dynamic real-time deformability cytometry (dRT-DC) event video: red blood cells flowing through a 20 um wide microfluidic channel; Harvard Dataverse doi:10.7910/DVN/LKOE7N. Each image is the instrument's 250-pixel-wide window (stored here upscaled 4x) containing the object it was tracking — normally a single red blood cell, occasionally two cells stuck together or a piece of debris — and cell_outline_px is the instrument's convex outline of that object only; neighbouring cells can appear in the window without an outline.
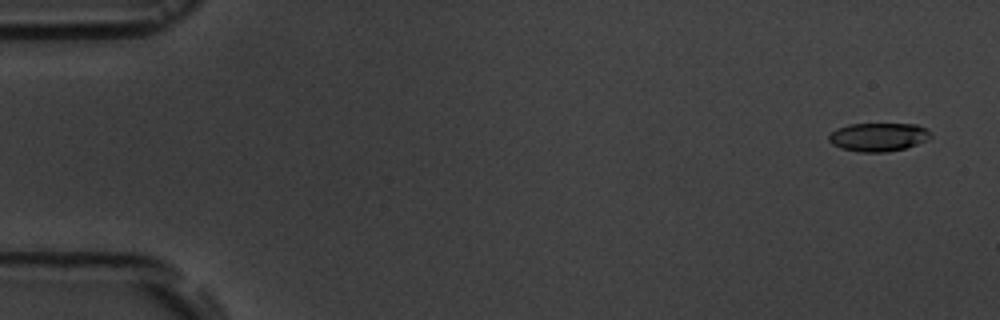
{"species": "common noctule bat (a hibernating species)", "species_latin": "Nyctalus noctula", "temperature_condition": "room temperature", "stored_images_in_passage": 6, "camera_frame_rate_fps": 3000, "um_per_image_px": 0.085, "animal": {"sex": "male", "body_mass_g": 19.5, "forearm_length_mm": 54.6}, "frame": {"image": 1, "passage_image": 1, "time_ms": 0.0, "image_size_px": [1000, 320], "cell_outline_px": [[932, 136], [916, 144], [904, 148], [888, 152], [860, 152], [840, 148], [832, 144], [828, 140], [828, 136], [836, 128], [848, 124], [916, 124], [928, 128]], "centroid_in_image_um": [74.64, 11.64], "position_along_channel_um": 10.4, "area_um2": 16.94}}
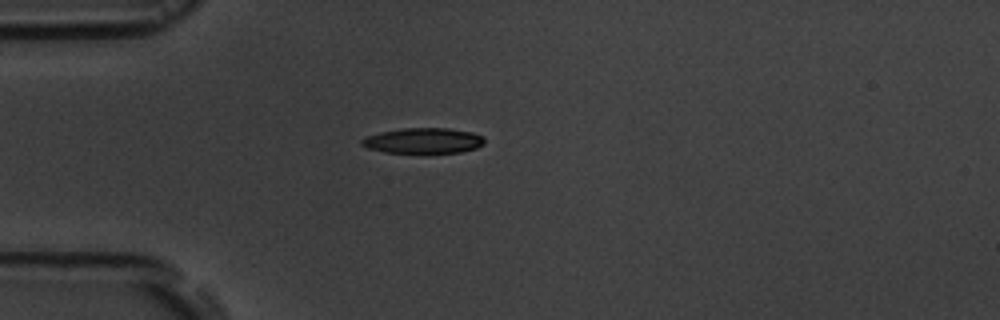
{"frame": {"image": 2, "passage_image": 5, "time_ms": 4.333, "image_size_px": [1000, 320], "cell_outline_px": [[484, 144], [476, 148], [460, 152], [384, 152], [368, 148], [360, 144], [360, 140], [364, 136], [380, 132], [404, 128], [448, 128], [472, 132], [484, 136]], "centroid_in_image_um": [35.97, 11.94], "position_along_channel_um": 49.0, "area_um2": 18.15}}